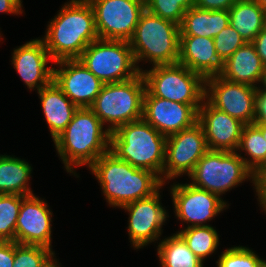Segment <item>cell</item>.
I'll return each mask as SVG.
<instances>
[{
  "mask_svg": "<svg viewBox=\"0 0 266 267\" xmlns=\"http://www.w3.org/2000/svg\"><path fill=\"white\" fill-rule=\"evenodd\" d=\"M99 39L95 14L88 0H71L50 22L44 44L54 62L78 59L84 49Z\"/></svg>",
  "mask_w": 266,
  "mask_h": 267,
  "instance_id": "cell-1",
  "label": "cell"
},
{
  "mask_svg": "<svg viewBox=\"0 0 266 267\" xmlns=\"http://www.w3.org/2000/svg\"><path fill=\"white\" fill-rule=\"evenodd\" d=\"M109 204L122 207L149 197L164 183L162 177L150 170L133 167L112 152L101 155L91 166Z\"/></svg>",
  "mask_w": 266,
  "mask_h": 267,
  "instance_id": "cell-2",
  "label": "cell"
},
{
  "mask_svg": "<svg viewBox=\"0 0 266 267\" xmlns=\"http://www.w3.org/2000/svg\"><path fill=\"white\" fill-rule=\"evenodd\" d=\"M103 123L90 108H78L71 122L54 140L66 169L71 172V163L89 167L109 151L110 131H102Z\"/></svg>",
  "mask_w": 266,
  "mask_h": 267,
  "instance_id": "cell-3",
  "label": "cell"
},
{
  "mask_svg": "<svg viewBox=\"0 0 266 267\" xmlns=\"http://www.w3.org/2000/svg\"><path fill=\"white\" fill-rule=\"evenodd\" d=\"M166 139L142 118L111 132L109 151L133 167L163 174Z\"/></svg>",
  "mask_w": 266,
  "mask_h": 267,
  "instance_id": "cell-4",
  "label": "cell"
},
{
  "mask_svg": "<svg viewBox=\"0 0 266 267\" xmlns=\"http://www.w3.org/2000/svg\"><path fill=\"white\" fill-rule=\"evenodd\" d=\"M129 44L136 63L142 58H149L154 66L178 63L180 25L145 9Z\"/></svg>",
  "mask_w": 266,
  "mask_h": 267,
  "instance_id": "cell-5",
  "label": "cell"
},
{
  "mask_svg": "<svg viewBox=\"0 0 266 267\" xmlns=\"http://www.w3.org/2000/svg\"><path fill=\"white\" fill-rule=\"evenodd\" d=\"M145 91L142 73L124 82L106 83L89 108L102 123H112L108 130L113 132L121 125L142 119Z\"/></svg>",
  "mask_w": 266,
  "mask_h": 267,
  "instance_id": "cell-6",
  "label": "cell"
},
{
  "mask_svg": "<svg viewBox=\"0 0 266 267\" xmlns=\"http://www.w3.org/2000/svg\"><path fill=\"white\" fill-rule=\"evenodd\" d=\"M78 59L104 84L124 82L141 73L129 41L125 40L97 39Z\"/></svg>",
  "mask_w": 266,
  "mask_h": 267,
  "instance_id": "cell-7",
  "label": "cell"
},
{
  "mask_svg": "<svg viewBox=\"0 0 266 267\" xmlns=\"http://www.w3.org/2000/svg\"><path fill=\"white\" fill-rule=\"evenodd\" d=\"M141 73L151 96L189 105H199L205 97V79L182 64L155 65Z\"/></svg>",
  "mask_w": 266,
  "mask_h": 267,
  "instance_id": "cell-8",
  "label": "cell"
},
{
  "mask_svg": "<svg viewBox=\"0 0 266 267\" xmlns=\"http://www.w3.org/2000/svg\"><path fill=\"white\" fill-rule=\"evenodd\" d=\"M245 159L235 151L208 150L189 175L195 181L191 184L219 196L248 176L255 183V174L246 166Z\"/></svg>",
  "mask_w": 266,
  "mask_h": 267,
  "instance_id": "cell-9",
  "label": "cell"
},
{
  "mask_svg": "<svg viewBox=\"0 0 266 267\" xmlns=\"http://www.w3.org/2000/svg\"><path fill=\"white\" fill-rule=\"evenodd\" d=\"M99 39L129 41L145 8L142 0H88Z\"/></svg>",
  "mask_w": 266,
  "mask_h": 267,
  "instance_id": "cell-10",
  "label": "cell"
},
{
  "mask_svg": "<svg viewBox=\"0 0 266 267\" xmlns=\"http://www.w3.org/2000/svg\"><path fill=\"white\" fill-rule=\"evenodd\" d=\"M202 126H193L172 134L166 139L165 164L163 173L166 178H175L182 173L190 175L197 162L208 151ZM168 163V164H167Z\"/></svg>",
  "mask_w": 266,
  "mask_h": 267,
  "instance_id": "cell-11",
  "label": "cell"
},
{
  "mask_svg": "<svg viewBox=\"0 0 266 267\" xmlns=\"http://www.w3.org/2000/svg\"><path fill=\"white\" fill-rule=\"evenodd\" d=\"M205 97L214 108L240 120L245 125L253 124L256 86L235 83L220 75L205 79ZM211 93V97L208 93ZM209 96V97H208Z\"/></svg>",
  "mask_w": 266,
  "mask_h": 267,
  "instance_id": "cell-12",
  "label": "cell"
},
{
  "mask_svg": "<svg viewBox=\"0 0 266 267\" xmlns=\"http://www.w3.org/2000/svg\"><path fill=\"white\" fill-rule=\"evenodd\" d=\"M200 107L201 105L181 104L151 96L145 91L142 118L162 135L168 137L198 122Z\"/></svg>",
  "mask_w": 266,
  "mask_h": 267,
  "instance_id": "cell-13",
  "label": "cell"
},
{
  "mask_svg": "<svg viewBox=\"0 0 266 267\" xmlns=\"http://www.w3.org/2000/svg\"><path fill=\"white\" fill-rule=\"evenodd\" d=\"M64 67L53 69V81L78 108H89L100 93L104 83L79 59L56 61Z\"/></svg>",
  "mask_w": 266,
  "mask_h": 267,
  "instance_id": "cell-14",
  "label": "cell"
},
{
  "mask_svg": "<svg viewBox=\"0 0 266 267\" xmlns=\"http://www.w3.org/2000/svg\"><path fill=\"white\" fill-rule=\"evenodd\" d=\"M171 192L176 216L191 222L192 227L202 226L203 222L216 216L226 207L219 196L192 184L174 185Z\"/></svg>",
  "mask_w": 266,
  "mask_h": 267,
  "instance_id": "cell-15",
  "label": "cell"
},
{
  "mask_svg": "<svg viewBox=\"0 0 266 267\" xmlns=\"http://www.w3.org/2000/svg\"><path fill=\"white\" fill-rule=\"evenodd\" d=\"M50 215L45 202L34 195L26 196L16 222L15 242L51 249Z\"/></svg>",
  "mask_w": 266,
  "mask_h": 267,
  "instance_id": "cell-16",
  "label": "cell"
},
{
  "mask_svg": "<svg viewBox=\"0 0 266 267\" xmlns=\"http://www.w3.org/2000/svg\"><path fill=\"white\" fill-rule=\"evenodd\" d=\"M158 192L122 206L130 213L128 230L135 248H140L161 235L166 212L160 205Z\"/></svg>",
  "mask_w": 266,
  "mask_h": 267,
  "instance_id": "cell-17",
  "label": "cell"
},
{
  "mask_svg": "<svg viewBox=\"0 0 266 267\" xmlns=\"http://www.w3.org/2000/svg\"><path fill=\"white\" fill-rule=\"evenodd\" d=\"M198 123L202 126L209 150L238 149L245 125L240 120L206 102L198 110Z\"/></svg>",
  "mask_w": 266,
  "mask_h": 267,
  "instance_id": "cell-18",
  "label": "cell"
},
{
  "mask_svg": "<svg viewBox=\"0 0 266 267\" xmlns=\"http://www.w3.org/2000/svg\"><path fill=\"white\" fill-rule=\"evenodd\" d=\"M49 59L44 41L36 39L15 49L12 62L26 85L40 90L53 81V68L45 67Z\"/></svg>",
  "mask_w": 266,
  "mask_h": 267,
  "instance_id": "cell-19",
  "label": "cell"
},
{
  "mask_svg": "<svg viewBox=\"0 0 266 267\" xmlns=\"http://www.w3.org/2000/svg\"><path fill=\"white\" fill-rule=\"evenodd\" d=\"M178 63L204 79L220 75L223 68L214 40L209 37L180 36Z\"/></svg>",
  "mask_w": 266,
  "mask_h": 267,
  "instance_id": "cell-20",
  "label": "cell"
},
{
  "mask_svg": "<svg viewBox=\"0 0 266 267\" xmlns=\"http://www.w3.org/2000/svg\"><path fill=\"white\" fill-rule=\"evenodd\" d=\"M263 70L264 65L254 45L246 42L223 62L220 76L231 82L254 86L260 82Z\"/></svg>",
  "mask_w": 266,
  "mask_h": 267,
  "instance_id": "cell-21",
  "label": "cell"
},
{
  "mask_svg": "<svg viewBox=\"0 0 266 267\" xmlns=\"http://www.w3.org/2000/svg\"><path fill=\"white\" fill-rule=\"evenodd\" d=\"M38 93L47 124L55 140L71 122L78 107L71 100H68L69 98L54 81L38 90Z\"/></svg>",
  "mask_w": 266,
  "mask_h": 267,
  "instance_id": "cell-22",
  "label": "cell"
},
{
  "mask_svg": "<svg viewBox=\"0 0 266 267\" xmlns=\"http://www.w3.org/2000/svg\"><path fill=\"white\" fill-rule=\"evenodd\" d=\"M229 24L228 10H203L192 7L185 12L180 24V36L214 38Z\"/></svg>",
  "mask_w": 266,
  "mask_h": 267,
  "instance_id": "cell-23",
  "label": "cell"
},
{
  "mask_svg": "<svg viewBox=\"0 0 266 267\" xmlns=\"http://www.w3.org/2000/svg\"><path fill=\"white\" fill-rule=\"evenodd\" d=\"M228 13L230 25L246 42H252L263 29L265 9L255 0H237Z\"/></svg>",
  "mask_w": 266,
  "mask_h": 267,
  "instance_id": "cell-24",
  "label": "cell"
},
{
  "mask_svg": "<svg viewBox=\"0 0 266 267\" xmlns=\"http://www.w3.org/2000/svg\"><path fill=\"white\" fill-rule=\"evenodd\" d=\"M31 166L18 158L0 156V194L33 195L27 187Z\"/></svg>",
  "mask_w": 266,
  "mask_h": 267,
  "instance_id": "cell-25",
  "label": "cell"
},
{
  "mask_svg": "<svg viewBox=\"0 0 266 267\" xmlns=\"http://www.w3.org/2000/svg\"><path fill=\"white\" fill-rule=\"evenodd\" d=\"M158 256L162 267H203V261L188 248L178 233L158 245Z\"/></svg>",
  "mask_w": 266,
  "mask_h": 267,
  "instance_id": "cell-26",
  "label": "cell"
},
{
  "mask_svg": "<svg viewBox=\"0 0 266 267\" xmlns=\"http://www.w3.org/2000/svg\"><path fill=\"white\" fill-rule=\"evenodd\" d=\"M240 148L252 158L253 162L250 160L244 162L256 176L266 165V140L255 124L244 125L238 149Z\"/></svg>",
  "mask_w": 266,
  "mask_h": 267,
  "instance_id": "cell-27",
  "label": "cell"
},
{
  "mask_svg": "<svg viewBox=\"0 0 266 267\" xmlns=\"http://www.w3.org/2000/svg\"><path fill=\"white\" fill-rule=\"evenodd\" d=\"M188 245V248L202 261L213 253L218 245V234L209 225L188 226L178 233Z\"/></svg>",
  "mask_w": 266,
  "mask_h": 267,
  "instance_id": "cell-28",
  "label": "cell"
},
{
  "mask_svg": "<svg viewBox=\"0 0 266 267\" xmlns=\"http://www.w3.org/2000/svg\"><path fill=\"white\" fill-rule=\"evenodd\" d=\"M26 196L17 194H0V241L15 242V228Z\"/></svg>",
  "mask_w": 266,
  "mask_h": 267,
  "instance_id": "cell-29",
  "label": "cell"
},
{
  "mask_svg": "<svg viewBox=\"0 0 266 267\" xmlns=\"http://www.w3.org/2000/svg\"><path fill=\"white\" fill-rule=\"evenodd\" d=\"M195 6V0H147L145 8L178 25L182 23L185 12Z\"/></svg>",
  "mask_w": 266,
  "mask_h": 267,
  "instance_id": "cell-30",
  "label": "cell"
},
{
  "mask_svg": "<svg viewBox=\"0 0 266 267\" xmlns=\"http://www.w3.org/2000/svg\"><path fill=\"white\" fill-rule=\"evenodd\" d=\"M54 253L43 246L14 242L13 267H42Z\"/></svg>",
  "mask_w": 266,
  "mask_h": 267,
  "instance_id": "cell-31",
  "label": "cell"
},
{
  "mask_svg": "<svg viewBox=\"0 0 266 267\" xmlns=\"http://www.w3.org/2000/svg\"><path fill=\"white\" fill-rule=\"evenodd\" d=\"M263 260L246 247L225 250L218 260V267H259Z\"/></svg>",
  "mask_w": 266,
  "mask_h": 267,
  "instance_id": "cell-32",
  "label": "cell"
},
{
  "mask_svg": "<svg viewBox=\"0 0 266 267\" xmlns=\"http://www.w3.org/2000/svg\"><path fill=\"white\" fill-rule=\"evenodd\" d=\"M213 40L217 55L222 62H225L239 47L246 43L230 23Z\"/></svg>",
  "mask_w": 266,
  "mask_h": 267,
  "instance_id": "cell-33",
  "label": "cell"
},
{
  "mask_svg": "<svg viewBox=\"0 0 266 267\" xmlns=\"http://www.w3.org/2000/svg\"><path fill=\"white\" fill-rule=\"evenodd\" d=\"M253 124L266 125V90L256 89Z\"/></svg>",
  "mask_w": 266,
  "mask_h": 267,
  "instance_id": "cell-34",
  "label": "cell"
},
{
  "mask_svg": "<svg viewBox=\"0 0 266 267\" xmlns=\"http://www.w3.org/2000/svg\"><path fill=\"white\" fill-rule=\"evenodd\" d=\"M237 0H195V7L217 11V10H229Z\"/></svg>",
  "mask_w": 266,
  "mask_h": 267,
  "instance_id": "cell-35",
  "label": "cell"
},
{
  "mask_svg": "<svg viewBox=\"0 0 266 267\" xmlns=\"http://www.w3.org/2000/svg\"><path fill=\"white\" fill-rule=\"evenodd\" d=\"M14 242L0 241V267H13Z\"/></svg>",
  "mask_w": 266,
  "mask_h": 267,
  "instance_id": "cell-36",
  "label": "cell"
},
{
  "mask_svg": "<svg viewBox=\"0 0 266 267\" xmlns=\"http://www.w3.org/2000/svg\"><path fill=\"white\" fill-rule=\"evenodd\" d=\"M251 43L254 45L264 67H266V29L263 28Z\"/></svg>",
  "mask_w": 266,
  "mask_h": 267,
  "instance_id": "cell-37",
  "label": "cell"
},
{
  "mask_svg": "<svg viewBox=\"0 0 266 267\" xmlns=\"http://www.w3.org/2000/svg\"><path fill=\"white\" fill-rule=\"evenodd\" d=\"M21 0H0V12L21 13Z\"/></svg>",
  "mask_w": 266,
  "mask_h": 267,
  "instance_id": "cell-38",
  "label": "cell"
},
{
  "mask_svg": "<svg viewBox=\"0 0 266 267\" xmlns=\"http://www.w3.org/2000/svg\"><path fill=\"white\" fill-rule=\"evenodd\" d=\"M255 187L260 198V204L266 210V183H255Z\"/></svg>",
  "mask_w": 266,
  "mask_h": 267,
  "instance_id": "cell-39",
  "label": "cell"
},
{
  "mask_svg": "<svg viewBox=\"0 0 266 267\" xmlns=\"http://www.w3.org/2000/svg\"><path fill=\"white\" fill-rule=\"evenodd\" d=\"M255 183H266V165L255 176Z\"/></svg>",
  "mask_w": 266,
  "mask_h": 267,
  "instance_id": "cell-40",
  "label": "cell"
},
{
  "mask_svg": "<svg viewBox=\"0 0 266 267\" xmlns=\"http://www.w3.org/2000/svg\"><path fill=\"white\" fill-rule=\"evenodd\" d=\"M260 81L263 82L264 87H266V67H264ZM263 90H266V88Z\"/></svg>",
  "mask_w": 266,
  "mask_h": 267,
  "instance_id": "cell-41",
  "label": "cell"
},
{
  "mask_svg": "<svg viewBox=\"0 0 266 267\" xmlns=\"http://www.w3.org/2000/svg\"><path fill=\"white\" fill-rule=\"evenodd\" d=\"M56 265H57V264H56V263L54 264L53 259H52V260H51V259H50V260L48 259V260L44 263V265H43L42 267H57Z\"/></svg>",
  "mask_w": 266,
  "mask_h": 267,
  "instance_id": "cell-42",
  "label": "cell"
},
{
  "mask_svg": "<svg viewBox=\"0 0 266 267\" xmlns=\"http://www.w3.org/2000/svg\"><path fill=\"white\" fill-rule=\"evenodd\" d=\"M262 133L263 138L266 140V125H256Z\"/></svg>",
  "mask_w": 266,
  "mask_h": 267,
  "instance_id": "cell-43",
  "label": "cell"
},
{
  "mask_svg": "<svg viewBox=\"0 0 266 267\" xmlns=\"http://www.w3.org/2000/svg\"><path fill=\"white\" fill-rule=\"evenodd\" d=\"M262 8L266 10V0H255Z\"/></svg>",
  "mask_w": 266,
  "mask_h": 267,
  "instance_id": "cell-44",
  "label": "cell"
},
{
  "mask_svg": "<svg viewBox=\"0 0 266 267\" xmlns=\"http://www.w3.org/2000/svg\"><path fill=\"white\" fill-rule=\"evenodd\" d=\"M263 28L266 29V10H265V14H264Z\"/></svg>",
  "mask_w": 266,
  "mask_h": 267,
  "instance_id": "cell-45",
  "label": "cell"
},
{
  "mask_svg": "<svg viewBox=\"0 0 266 267\" xmlns=\"http://www.w3.org/2000/svg\"><path fill=\"white\" fill-rule=\"evenodd\" d=\"M259 267H266V261H262Z\"/></svg>",
  "mask_w": 266,
  "mask_h": 267,
  "instance_id": "cell-46",
  "label": "cell"
}]
</instances>
